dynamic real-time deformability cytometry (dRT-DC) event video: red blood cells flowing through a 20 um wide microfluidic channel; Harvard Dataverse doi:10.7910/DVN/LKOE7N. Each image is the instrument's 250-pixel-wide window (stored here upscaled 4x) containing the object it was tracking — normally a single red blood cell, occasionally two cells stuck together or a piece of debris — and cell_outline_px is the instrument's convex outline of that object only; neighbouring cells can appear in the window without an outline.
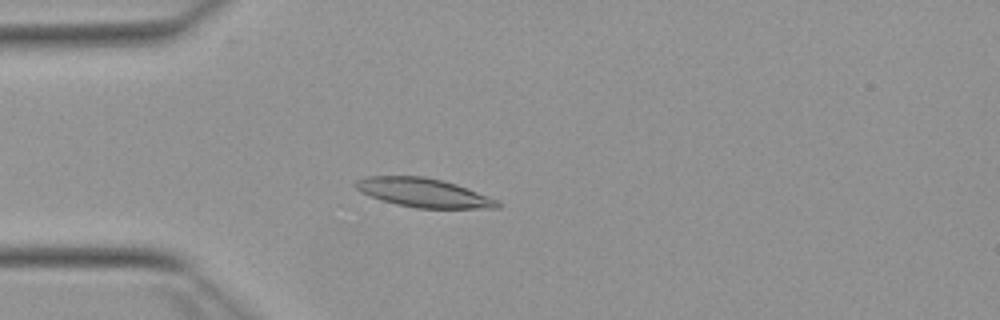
{"species": "Egyptian fruit bat (a non-hibernating species)", "species_latin": "Rousettus aegyptiacus", "temperature_condition": "warm", "stored_images_in_passage": 52, "camera_frame_rate_fps": 3000, "um_per_image_px": 0.085, "animal": {"sex": "female"}, "frame": {"image": 1, "passage_image": 13, "time_ms": 4.0, "image_size_px": [1000, 320], "cell_outline_px": [[500, 208], [416, 208], [396, 204], [380, 200], [360, 192], [352, 184], [356, 180], [364, 176], [424, 176], [444, 180], [456, 184], [500, 200]], "centroid_in_image_um": [35.98, 16.37], "position_along_channel_um": 49.0, "area_um2": 24.16}}
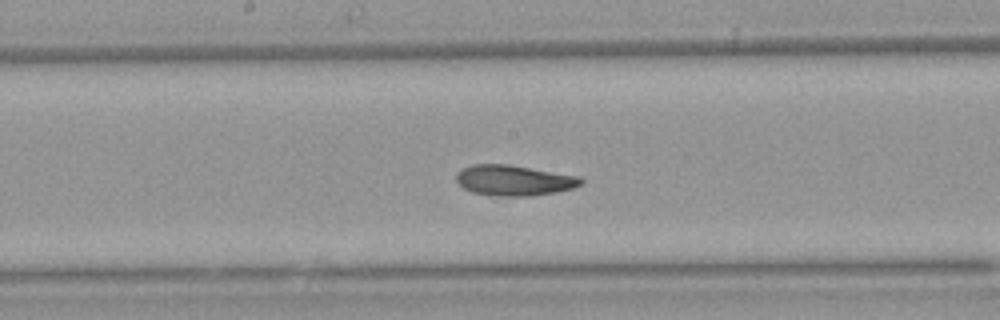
{"frame": {"image": 2, "passage_image": 26, "time_ms": 8.333, "image_size_px": [1000, 320], "cell_outline_px": [[584, 184], [572, 188], [556, 192], [532, 196], [500, 196], [472, 192], [464, 188], [456, 180], [456, 172], [472, 164], [508, 164], [580, 176], [584, 180]], "centroid_in_image_um": [43.72, 15.33], "position_along_channel_um": 204.5, "area_um2": 22.25}}
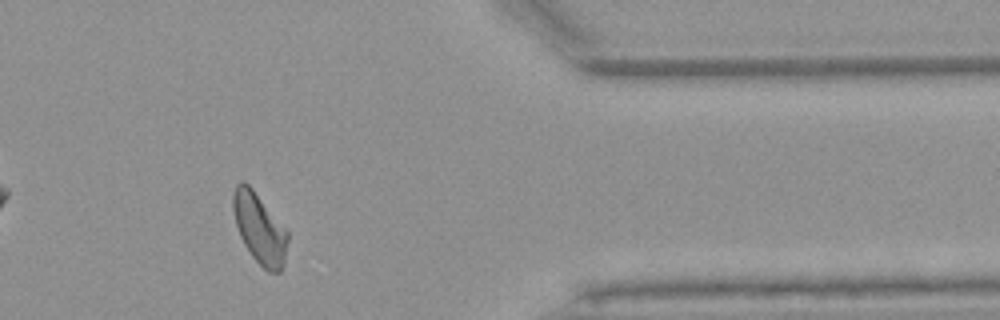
{"frame": {"image": 3, "passage_image": 42, "time_ms": 13.667, "image_size_px": [1000, 320], "cell_outline_px": [[288, 240], [284, 264], [280, 272], [268, 272], [252, 256], [244, 244], [240, 236], [236, 224], [232, 208], [232, 192], [236, 184], [240, 180], [244, 180], [252, 188], [288, 232]], "centroid_in_image_um": [22.04, 19.4], "position_along_channel_um": 389.4, "area_um2": 22.25}}